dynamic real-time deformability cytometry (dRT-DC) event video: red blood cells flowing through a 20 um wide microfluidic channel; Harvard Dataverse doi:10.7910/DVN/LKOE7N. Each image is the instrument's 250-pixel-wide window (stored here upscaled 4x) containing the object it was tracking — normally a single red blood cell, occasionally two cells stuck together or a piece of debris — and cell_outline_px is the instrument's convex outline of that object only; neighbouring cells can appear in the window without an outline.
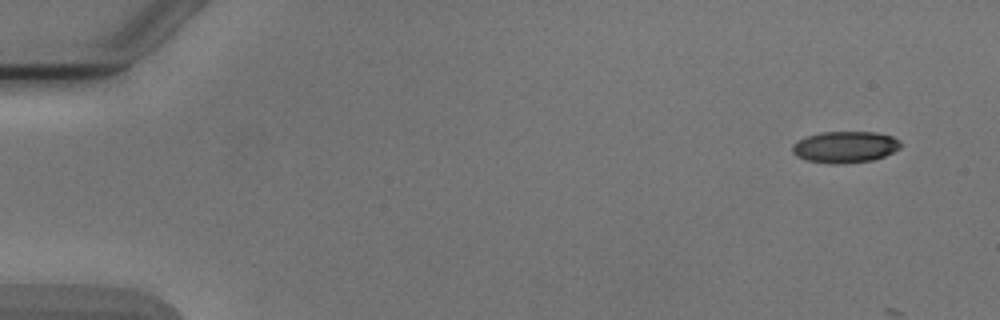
{"species": "Egyptian fruit bat (a non-hibernating species)", "species_latin": "Rousettus aegyptiacus", "temperature_condition": "cold", "stored_images_in_passage": 4, "camera_frame_rate_fps": 3000, "um_per_image_px": 0.085, "animal": {"sex": "male"}, "frame": {"image": 1, "passage_image": 1, "time_ms": 0.0, "image_size_px": [1000, 320], "cell_outline_px": [[900, 148], [884, 156], [872, 160], [844, 164], [828, 164], [804, 160], [796, 156], [792, 152], [792, 144], [796, 140], [820, 132], [876, 132], [892, 136], [900, 140]], "centroid_in_image_um": [71.79, 12.5], "position_along_channel_um": 13.2, "area_um2": 20.11}}